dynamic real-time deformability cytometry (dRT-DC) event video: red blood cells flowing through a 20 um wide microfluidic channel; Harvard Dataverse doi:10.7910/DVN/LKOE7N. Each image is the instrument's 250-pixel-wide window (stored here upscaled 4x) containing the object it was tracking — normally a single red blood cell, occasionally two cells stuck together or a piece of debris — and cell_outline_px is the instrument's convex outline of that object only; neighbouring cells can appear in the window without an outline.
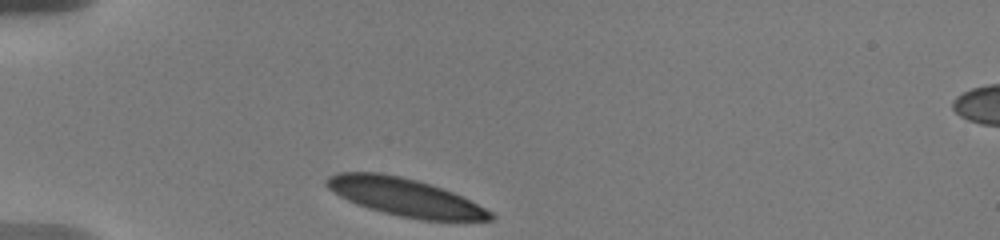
{"species": "human", "species_latin": "Homo sapiens", "temperature_condition": "warm", "stored_images_in_passage": 31, "camera_frame_rate_fps": 3000, "um_per_image_px": 0.085, "donor": {"sex": "male"}, "frame": {"image": 1, "passage_image": 1, "time_ms": 0.0, "image_size_px": [1000, 240], "cell_outline_px": [[496, 216], [492, 220], [420, 220], [400, 216], [368, 208], [356, 204], [332, 192], [324, 184], [324, 180], [328, 176], [336, 172], [376, 172], [400, 176], [416, 180], [452, 192], [492, 212]], "centroid_in_image_um": [34.35, 16.75], "position_along_channel_um": 50.6, "area_um2": 35.72}}
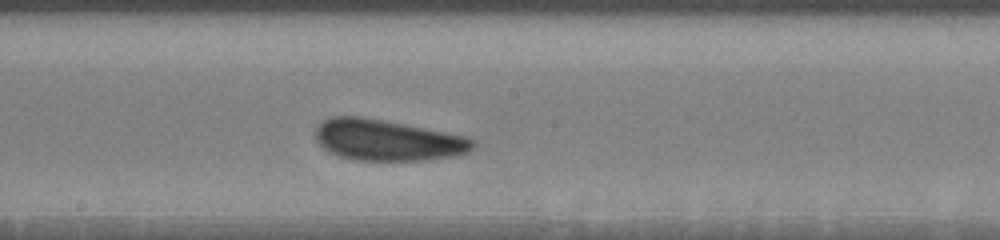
{"frame": {"image": 2, "passage_image": 16, "time_ms": 5.333, "image_size_px": [1000, 240], "cell_outline_px": [[476, 144], [468, 152], [452, 156], [424, 160], [356, 160], [340, 156], [328, 152], [316, 140], [316, 128], [328, 116], [360, 116], [384, 120], [468, 136], [476, 140]], "centroid_in_image_um": [32.94, 11.9], "position_along_channel_um": 215.3, "area_um2": 37.69}}
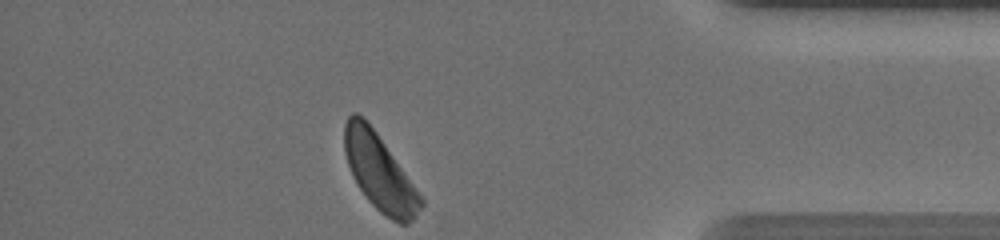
{"frame": {"image": 3, "passage_image": 31, "time_ms": 11.333, "image_size_px": [1000, 240], "cell_outline_px": [[424, 204], [412, 220], [408, 224], [400, 224], [392, 220], [380, 212], [368, 200], [352, 176], [344, 152], [344, 124], [348, 116], [352, 112], [356, 112], [376, 132], [424, 200]], "centroid_in_image_um": [32.24, 14.66], "position_along_channel_um": 403.0, "area_um2": 33.18}, "authors_computed_cell_mechanics": {"area_um2": 37.1076, "velocity_mm_per_s": 3.569, "shape_relaxation_time_tau1_ms": 2.1622, "shape_relaxation_time_tau2_ms": 2.9462, "deformation_change_tau1": 0.0994, "deformation_change_tau2": 0.1006}}